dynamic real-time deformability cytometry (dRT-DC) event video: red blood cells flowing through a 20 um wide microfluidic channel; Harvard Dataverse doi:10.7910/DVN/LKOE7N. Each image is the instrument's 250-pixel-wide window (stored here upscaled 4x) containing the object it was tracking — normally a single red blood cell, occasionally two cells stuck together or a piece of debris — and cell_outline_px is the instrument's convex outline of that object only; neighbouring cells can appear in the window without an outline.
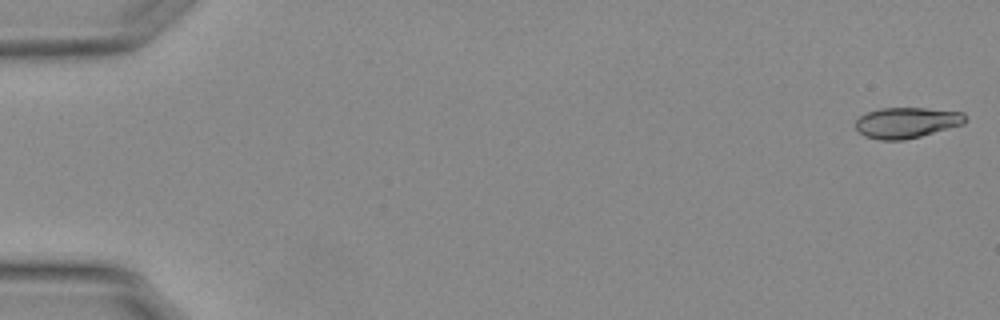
{"species": "Egyptian fruit bat (a non-hibernating species)", "species_latin": "Rousettus aegyptiacus", "temperature_condition": "warm", "stored_images_in_passage": 54, "camera_frame_rate_fps": 3000, "um_per_image_px": 0.085, "animal": {"sex": "female"}, "frame": {"image": 1, "passage_image": 1, "time_ms": 0.0, "image_size_px": [1000, 320], "cell_outline_px": [[968, 120], [964, 124], [920, 136], [904, 140], [880, 140], [864, 136], [856, 128], [856, 120], [860, 116], [868, 112], [880, 108], [924, 108], [964, 112]], "centroid_in_image_um": [77.09, 10.42], "position_along_channel_um": 7.9, "area_um2": 19.65}}
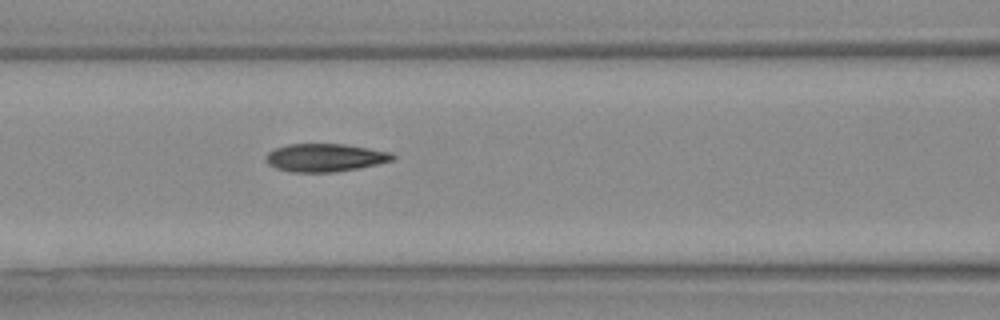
{"frame": {"image": 2, "passage_image": 24, "time_ms": 7.667, "image_size_px": [1000, 320], "cell_outline_px": [[396, 156], [392, 160], [376, 164], [356, 168], [332, 172], [288, 172], [276, 168], [268, 164], [264, 160], [264, 156], [268, 152], [276, 148], [288, 144], [344, 144], [392, 152]], "centroid_in_image_um": [27.58, 13.39], "position_along_channel_um": 139.0, "area_um2": 20.63}}
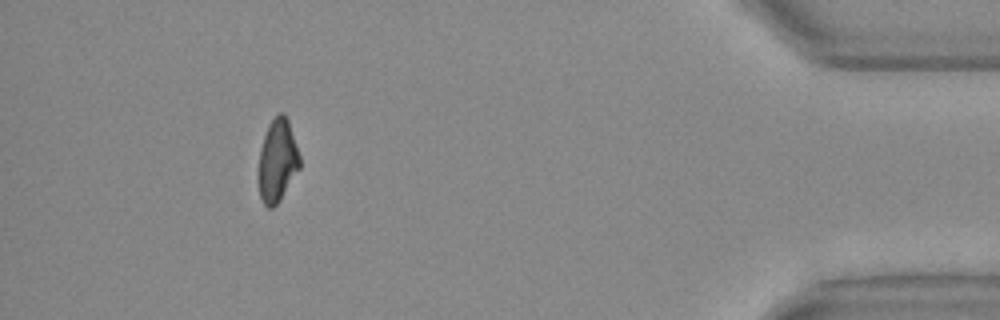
{"frame": {"image": 3, "passage_image": 50, "time_ms": 16.333, "image_size_px": [1000, 320], "cell_outline_px": [[300, 168], [280, 200], [272, 208], [268, 208], [264, 204], [260, 196], [260, 148], [268, 124], [280, 112], [284, 112], [288, 120], [300, 156]], "centroid_in_image_um": [23.6, 13.64], "position_along_channel_um": 411.6, "area_um2": 19.48}, "authors_computed_cell_mechanics": {"area_um2": 20.6057, "velocity_mm_per_s": 3.7943, "shape_relaxation_time_tau1_ms": 8.342, "shape_relaxation_time_tau2_ms": 2.1362, "deformation_change_tau1": 0.2131, "deformation_change_tau2": 0.0869}}